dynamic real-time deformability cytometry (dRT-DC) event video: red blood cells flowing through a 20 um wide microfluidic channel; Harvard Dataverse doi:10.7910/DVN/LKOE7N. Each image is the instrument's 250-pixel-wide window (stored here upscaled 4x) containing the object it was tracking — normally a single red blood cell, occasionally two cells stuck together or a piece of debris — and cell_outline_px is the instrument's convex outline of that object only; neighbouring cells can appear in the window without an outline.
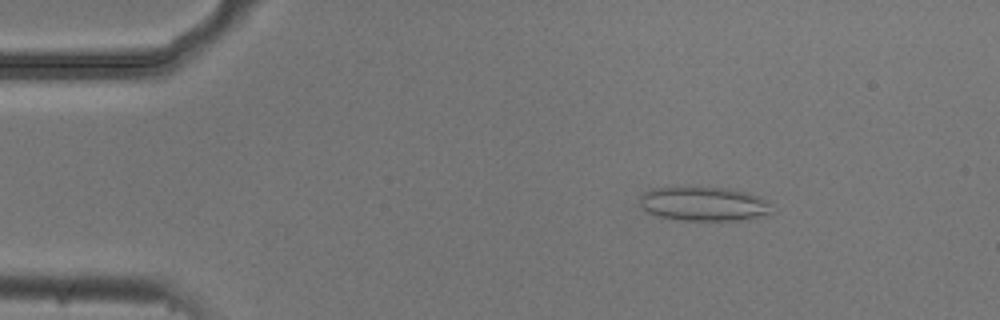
{"species": "common noctule bat (a hibernating species)", "species_latin": "Nyctalus noctula", "temperature_condition": "cold", "stored_images_in_passage": 3, "camera_frame_rate_fps": 3000, "um_per_image_px": 0.085, "animal": {"sex": "male", "body_mass_g": 20.5, "forearm_length_mm": 52.5}, "frame": {"image": 1, "passage_image": 1, "time_ms": 0.0, "image_size_px": [1000, 320], "cell_outline_px": [[768, 216], [748, 220], [680, 220], [660, 216], [648, 212], [640, 204], [640, 196], [644, 192], [652, 188], [724, 188], [748, 192], [760, 196], [768, 200]], "centroid_in_image_um": [59.86, 17.34], "position_along_channel_um": 25.1, "area_um2": 26.07}}